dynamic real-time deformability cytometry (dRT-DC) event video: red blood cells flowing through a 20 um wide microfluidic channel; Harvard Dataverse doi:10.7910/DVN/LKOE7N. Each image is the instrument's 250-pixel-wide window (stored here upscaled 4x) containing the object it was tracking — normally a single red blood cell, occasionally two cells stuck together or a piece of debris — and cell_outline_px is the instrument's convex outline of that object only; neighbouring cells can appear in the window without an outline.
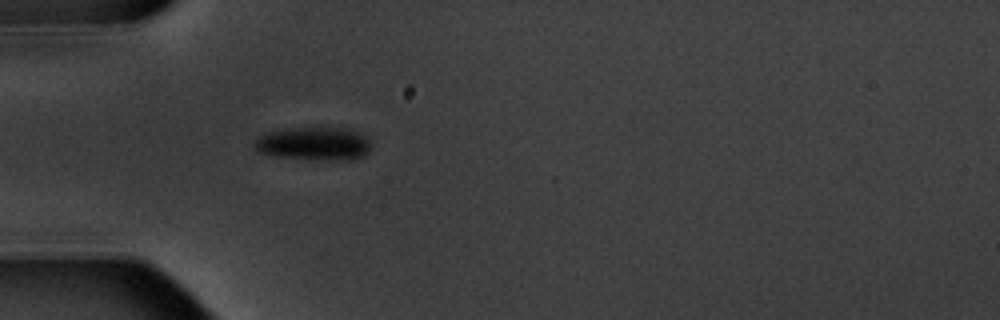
{"species": "common noctule bat (a hibernating species)", "species_latin": "Nyctalus noctula", "temperature_condition": "warm", "stored_images_in_passage": 5, "camera_frame_rate_fps": 3000, "um_per_image_px": 0.085, "animal": {"sex": "male", "body_mass_g": 20.1, "forearm_length_mm": 53.5}, "frame": {"image": 1, "passage_image": 5, "time_ms": 4.667, "image_size_px": [1000, 320], "cell_outline_px": [[372, 144], [368, 152], [364, 156], [348, 160], [328, 160], [268, 156], [256, 152], [252, 144], [252, 140], [268, 132], [284, 128], [352, 128], [368, 136]], "centroid_in_image_um": [26.67, 12.21], "position_along_channel_um": 58.3, "area_um2": 23.29}}